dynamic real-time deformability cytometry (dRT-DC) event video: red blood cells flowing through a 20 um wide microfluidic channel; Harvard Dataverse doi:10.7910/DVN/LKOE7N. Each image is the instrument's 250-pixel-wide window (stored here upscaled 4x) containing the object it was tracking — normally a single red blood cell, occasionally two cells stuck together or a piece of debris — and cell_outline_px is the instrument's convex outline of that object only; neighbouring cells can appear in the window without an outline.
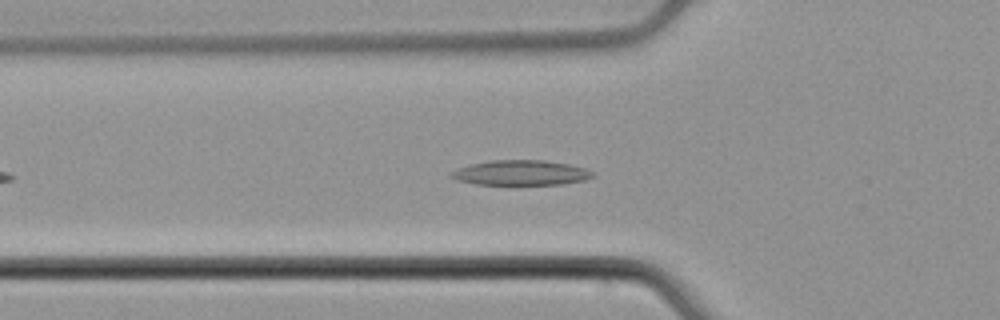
{"species": "common noctule bat (a hibernating species)", "species_latin": "Nyctalus noctula", "temperature_condition": "cold", "stored_images_in_passage": 44, "camera_frame_rate_fps": 3000, "um_per_image_px": 0.085, "animal": {"sex": "male", "body_mass_g": 21.5, "forearm_length_mm": 52.0}, "frame": {"image": 1, "passage_image": 9, "time_ms": 2.667, "image_size_px": [1000, 320], "cell_outline_px": [[596, 176], [584, 180], [564, 184], [476, 184], [456, 180], [448, 176], [452, 172], [460, 168], [472, 164], [492, 160], [544, 160], [568, 164], [584, 168], [596, 172]], "centroid_in_image_um": [44.32, 14.69], "position_along_channel_um": 81.5, "area_um2": 20.52}}
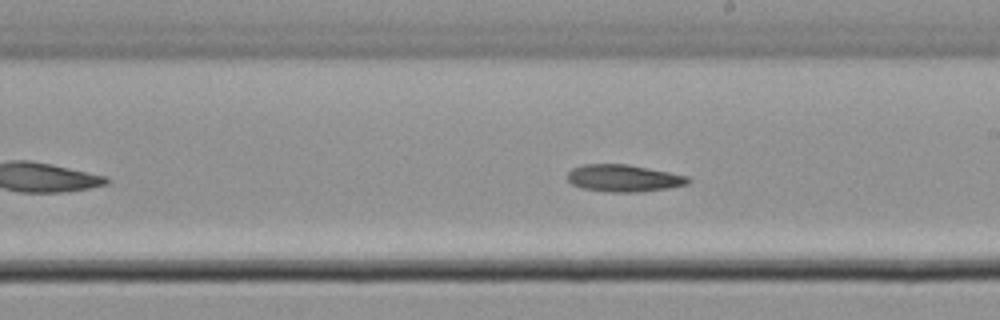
{"frame": {"image": 2, "passage_image": 21, "time_ms": 6.667, "image_size_px": [1000, 320], "cell_outline_px": [[692, 180], [688, 184], [668, 188], [640, 192], [608, 192], [584, 188], [572, 184], [568, 180], [568, 172], [572, 168], [584, 164], [628, 164], [688, 176]], "centroid_in_image_um": [53.03, 15.14], "position_along_channel_um": 236.0, "area_um2": 19.02}}
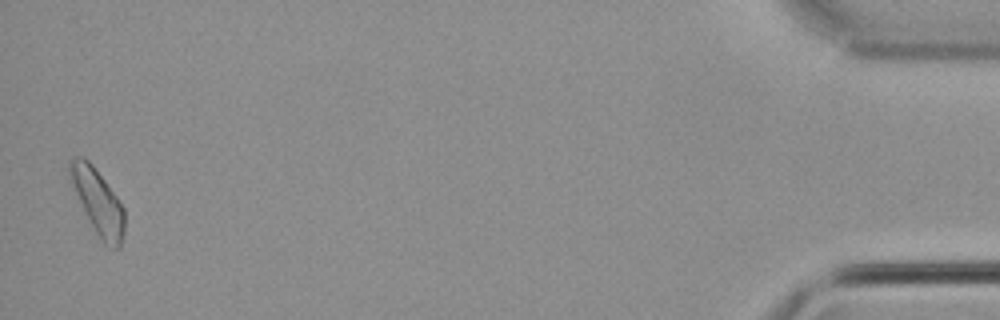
{"frame": {"image": 3, "passage_image": 43, "time_ms": 14.0, "image_size_px": [1000, 320], "cell_outline_px": [[124, 232], [120, 248], [108, 248], [104, 244], [92, 228], [68, 180], [68, 160], [72, 156], [80, 156], [88, 160], [92, 164], [116, 196], [124, 208]], "centroid_in_image_um": [8.27, 17.13], "position_along_channel_um": 426.9, "area_um2": 21.1}}